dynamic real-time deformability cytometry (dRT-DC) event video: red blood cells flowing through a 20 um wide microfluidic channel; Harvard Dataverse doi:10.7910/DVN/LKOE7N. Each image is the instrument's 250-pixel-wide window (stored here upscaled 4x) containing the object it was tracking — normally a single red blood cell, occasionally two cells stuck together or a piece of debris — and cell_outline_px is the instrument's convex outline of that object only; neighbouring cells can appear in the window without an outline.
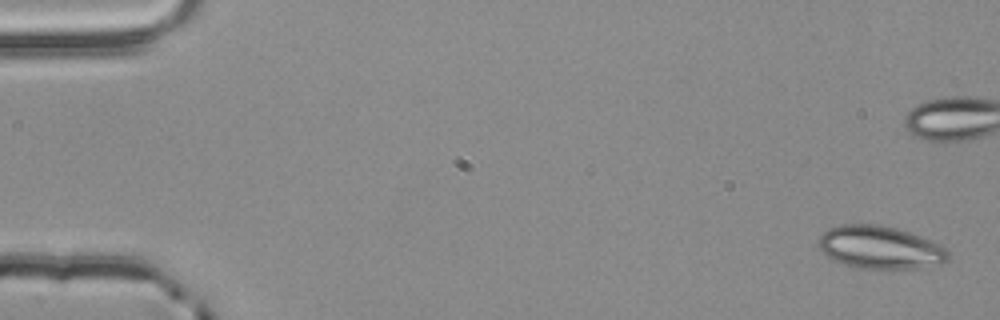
{"species": "common noctule bat (a hibernating species)", "species_latin": "Nyctalus noctula", "temperature_condition": "room temperature", "stored_images_in_passage": 6, "camera_frame_rate_fps": 3000, "um_per_image_px": 0.085, "animal": {"sex": "male", "body_mass_g": 20.4}, "frame": {"image": 1, "passage_image": 1, "time_ms": 0.0, "image_size_px": [1000, 320], "cell_outline_px": [[948, 260], [940, 264], [916, 268], [856, 268], [832, 260], [816, 244], [816, 240], [828, 228], [840, 224], [876, 224], [896, 228], [908, 232], [948, 248]], "centroid_in_image_um": [74.76, 21.02], "position_along_channel_um": 10.2, "area_um2": 32.25}}